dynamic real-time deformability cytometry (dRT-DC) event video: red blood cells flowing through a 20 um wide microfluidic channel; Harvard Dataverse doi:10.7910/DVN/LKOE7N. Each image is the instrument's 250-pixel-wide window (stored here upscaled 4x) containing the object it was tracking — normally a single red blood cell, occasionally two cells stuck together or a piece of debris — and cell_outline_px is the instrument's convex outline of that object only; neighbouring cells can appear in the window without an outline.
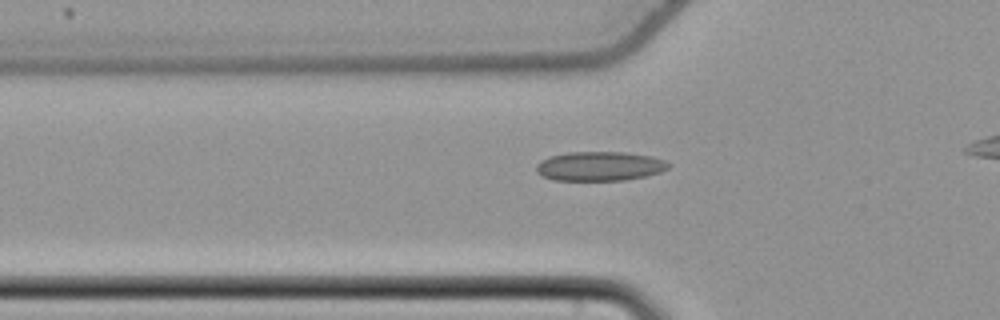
{"species": "common noctule bat (a hibernating species)", "species_latin": "Nyctalus noctula", "temperature_condition": "cold", "stored_images_in_passage": 36, "camera_frame_rate_fps": 3000, "um_per_image_px": 0.085, "animal": {"sex": "female", "body_mass_g": 22.7, "forearm_length_mm": 54.2}, "frame": {"image": 1, "passage_image": 7, "time_ms": 2.0, "image_size_px": [1000, 320], "cell_outline_px": [[668, 168], [660, 172], [644, 176], [624, 180], [552, 180], [536, 172], [536, 164], [540, 160], [548, 156], [568, 152], [624, 152], [652, 156], [664, 160], [668, 164]], "centroid_in_image_um": [50.92, 14.12], "position_along_channel_um": 74.9, "area_um2": 22.54}}
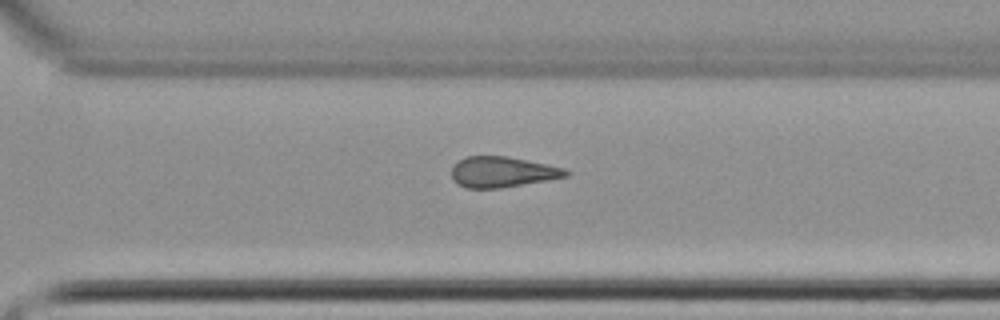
{"frame": {"image": 2, "passage_image": 27, "time_ms": 8.667, "image_size_px": [1000, 320], "cell_outline_px": [[572, 172], [568, 176], [548, 180], [500, 188], [468, 188], [456, 184], [452, 180], [452, 164], [468, 156], [508, 156], [568, 168]], "centroid_in_image_um": [42.73, 14.61], "position_along_channel_um": 327.9, "area_um2": 20.69}}
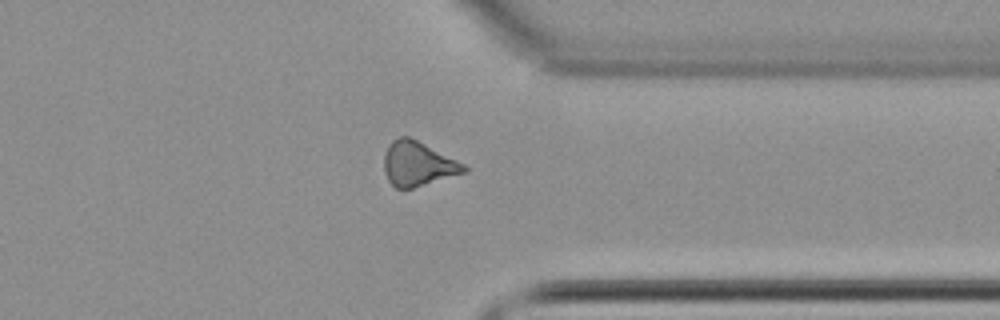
{"frame": {"image": 3, "passage_image": 31, "time_ms": 10.0, "image_size_px": [1000, 320], "cell_outline_px": [[468, 172], [412, 188], [396, 188], [388, 180], [384, 172], [384, 152], [388, 144], [392, 140], [400, 136], [408, 136], [464, 164], [468, 168]], "centroid_in_image_um": [35.49, 13.93], "position_along_channel_um": 375.9, "area_um2": 20.58}}